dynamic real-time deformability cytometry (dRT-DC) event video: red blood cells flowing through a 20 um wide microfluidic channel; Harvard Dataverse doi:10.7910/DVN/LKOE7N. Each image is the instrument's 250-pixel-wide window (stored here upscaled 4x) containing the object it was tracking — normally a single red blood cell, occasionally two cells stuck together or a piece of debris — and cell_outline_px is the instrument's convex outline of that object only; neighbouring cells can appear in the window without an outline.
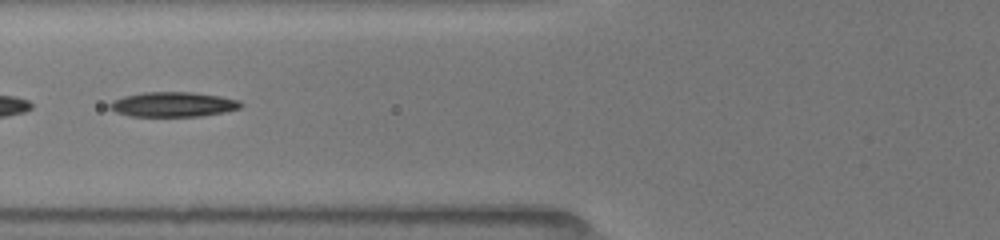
{"species": "common noctule bat (a hibernating species)", "species_latin": "Nyctalus noctula", "temperature_condition": "room temperature", "stored_images_in_passage": 31, "camera_frame_rate_fps": 3000, "um_per_image_px": 0.085, "animal": {"sex": "female", "body_mass_g": 19.5, "forearm_length_mm": 54.1}, "frame": {"image": 1, "passage_image": 14, "time_ms": 3.333, "image_size_px": [1000, 240], "cell_outline_px": [[244, 104], [240, 108], [224, 112], [200, 116], [128, 116], [116, 112], [108, 108], [108, 104], [112, 100], [124, 96], [144, 92], [192, 92], [220, 96], [240, 100]], "centroid_in_image_um": [14.7, 8.87], "position_along_channel_um": 111.1, "area_um2": 19.07}}
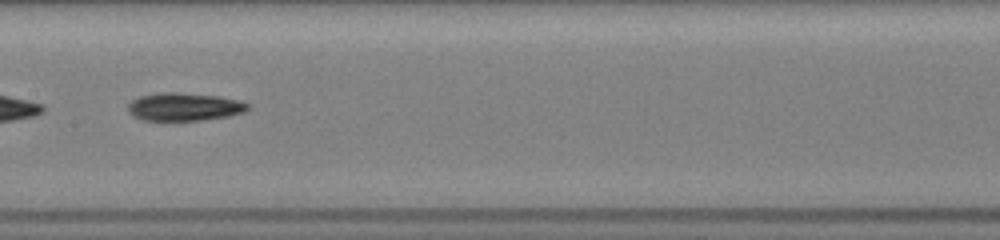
{"frame": {"image": 2, "passage_image": 19, "time_ms": 5.333, "image_size_px": [1000, 240], "cell_outline_px": [[248, 108], [244, 112], [228, 116], [200, 120], [144, 120], [132, 116], [128, 112], [128, 104], [132, 100], [140, 96], [160, 92], [180, 92], [220, 96], [240, 100], [248, 104]], "centroid_in_image_um": [15.64, 9.06], "position_along_channel_um": 191.8, "area_um2": 19.59}}
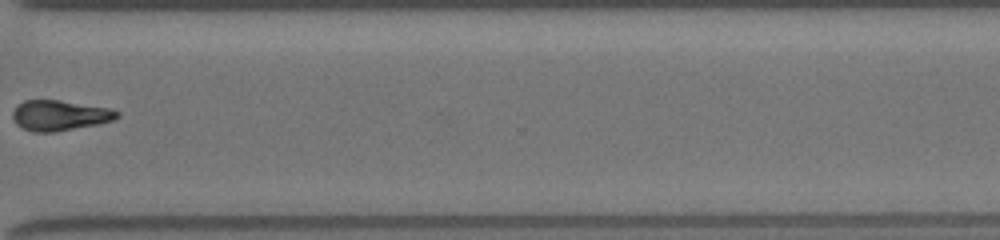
{"frame": {"image": 3, "passage_image": 30, "time_ms": 9.667, "image_size_px": [1000, 240], "cell_outline_px": [[120, 116], [112, 120], [96, 124], [52, 132], [32, 132], [20, 128], [16, 124], [12, 116], [12, 112], [16, 104], [24, 100], [60, 100], [108, 108], [120, 112]], "centroid_in_image_um": [5.0, 9.8], "position_along_channel_um": 365.6, "area_um2": 18.44}}